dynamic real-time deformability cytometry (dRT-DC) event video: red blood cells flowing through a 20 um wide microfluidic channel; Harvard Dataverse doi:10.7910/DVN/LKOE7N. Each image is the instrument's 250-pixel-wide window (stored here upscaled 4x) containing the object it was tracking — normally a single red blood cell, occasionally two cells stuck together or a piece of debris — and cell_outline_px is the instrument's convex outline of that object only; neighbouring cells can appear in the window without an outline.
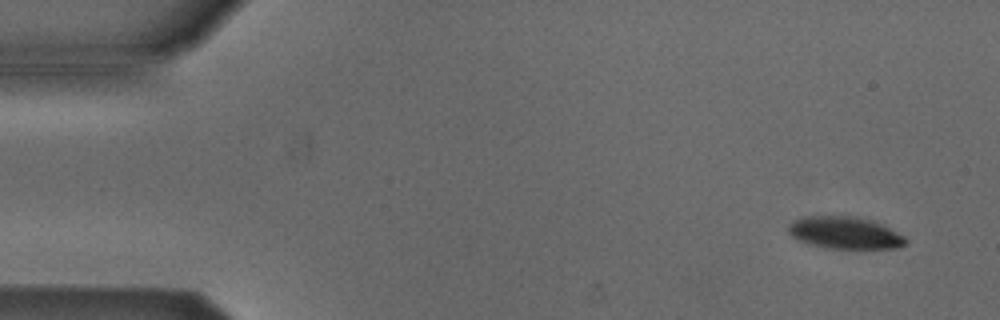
{"species": "Egyptian fruit bat (a non-hibernating species)", "species_latin": "Rousettus aegyptiacus", "temperature_condition": "cold", "stored_images_in_passage": 4, "camera_frame_rate_fps": 3000, "um_per_image_px": 0.085, "animal": {"sex": "male"}, "frame": {"image": 1, "passage_image": 1, "time_ms": 0.0, "image_size_px": [1000, 320], "cell_outline_px": [[908, 240], [904, 244], [896, 248], [828, 248], [808, 244], [792, 236], [788, 232], [788, 224], [792, 220], [800, 216], [856, 216], [872, 220], [904, 236]], "centroid_in_image_um": [71.76, 19.77], "position_along_channel_um": 13.2, "area_um2": 21.91}}
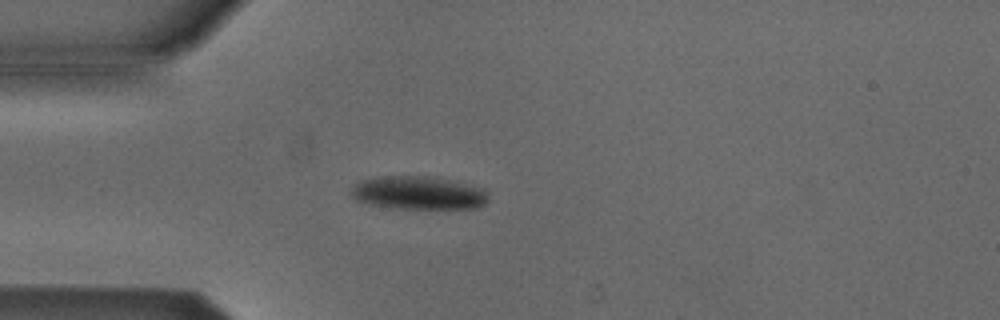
{"frame": {"image": 2, "passage_image": 4, "time_ms": 3.667, "image_size_px": [1000, 320], "cell_outline_px": [[488, 200], [480, 208], [396, 208], [372, 204], [356, 200], [348, 192], [360, 180], [392, 176], [424, 176], [484, 188], [488, 192]], "centroid_in_image_um": [35.57, 16.41], "position_along_channel_um": 49.4, "area_um2": 26.07}}